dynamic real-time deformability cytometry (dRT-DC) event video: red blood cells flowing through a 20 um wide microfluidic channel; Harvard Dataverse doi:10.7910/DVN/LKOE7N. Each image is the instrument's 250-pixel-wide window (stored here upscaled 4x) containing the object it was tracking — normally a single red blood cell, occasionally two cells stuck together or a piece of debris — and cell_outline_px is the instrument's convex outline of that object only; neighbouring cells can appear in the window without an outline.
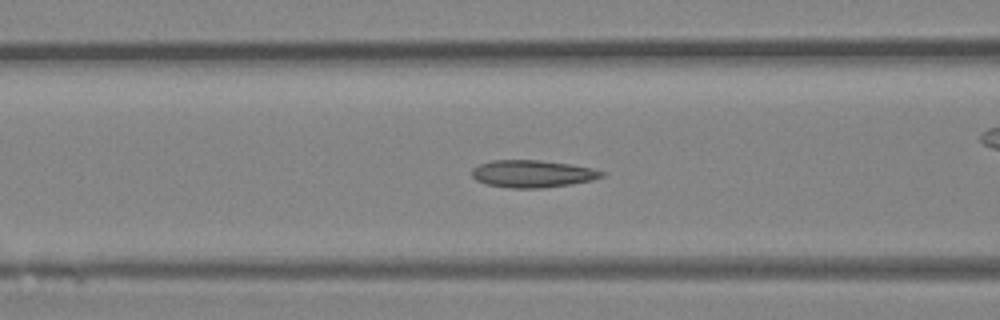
{"species": "Egyptian fruit bat (a non-hibernating species)", "species_latin": "Rousettus aegyptiacus", "temperature_condition": "room temperature", "stored_images_in_passage": 46, "camera_frame_rate_fps": 3000, "um_per_image_px": 0.085, "animal": {"sex": "female"}, "frame": {"image": 1, "passage_image": 18, "time_ms": 5.667, "image_size_px": [1000, 320], "cell_outline_px": [[608, 172], [604, 176], [592, 180], [572, 184], [544, 188], [508, 188], [488, 184], [476, 180], [472, 176], [472, 168], [480, 164], [492, 160], [540, 160], [572, 164], [592, 168]], "centroid_in_image_um": [45.3, 14.77], "position_along_channel_um": 121.3, "area_um2": 20.87}}
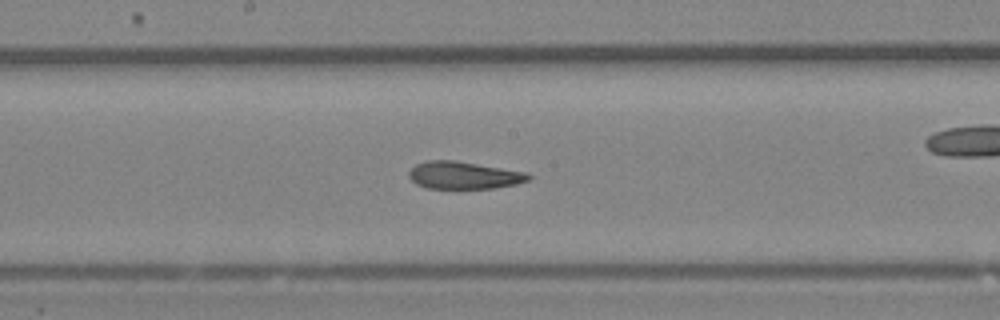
{"frame": {"image": 2, "passage_image": 24, "time_ms": 7.667, "image_size_px": [1000, 320], "cell_outline_px": [[532, 176], [528, 180], [516, 184], [496, 188], [428, 188], [416, 184], [408, 176], [408, 172], [416, 164], [428, 160], [456, 160], [524, 172]], "centroid_in_image_um": [39.39, 14.89], "position_along_channel_um": 208.8, "area_um2": 18.96}}
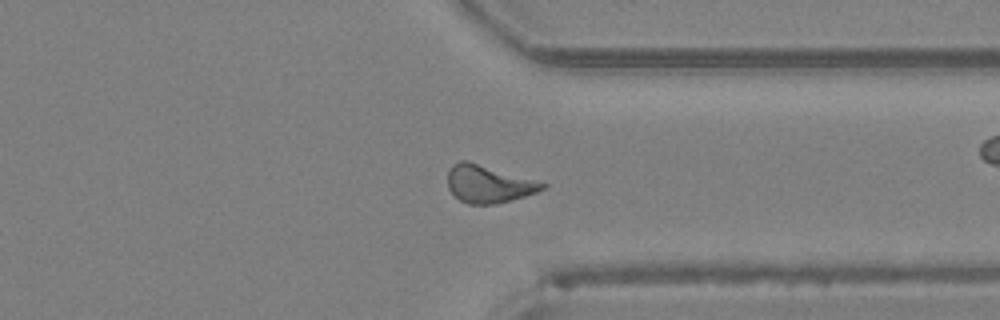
{"frame": {"image": 3, "passage_image": 35, "time_ms": 11.333, "image_size_px": [1000, 320], "cell_outline_px": [[548, 184], [544, 188], [536, 192], [524, 196], [492, 204], [468, 204], [460, 200], [448, 188], [448, 172], [452, 164], [460, 160], [468, 160]], "centroid_in_image_um": [41.48, 15.62], "position_along_channel_um": 369.9, "area_um2": 20.4}}